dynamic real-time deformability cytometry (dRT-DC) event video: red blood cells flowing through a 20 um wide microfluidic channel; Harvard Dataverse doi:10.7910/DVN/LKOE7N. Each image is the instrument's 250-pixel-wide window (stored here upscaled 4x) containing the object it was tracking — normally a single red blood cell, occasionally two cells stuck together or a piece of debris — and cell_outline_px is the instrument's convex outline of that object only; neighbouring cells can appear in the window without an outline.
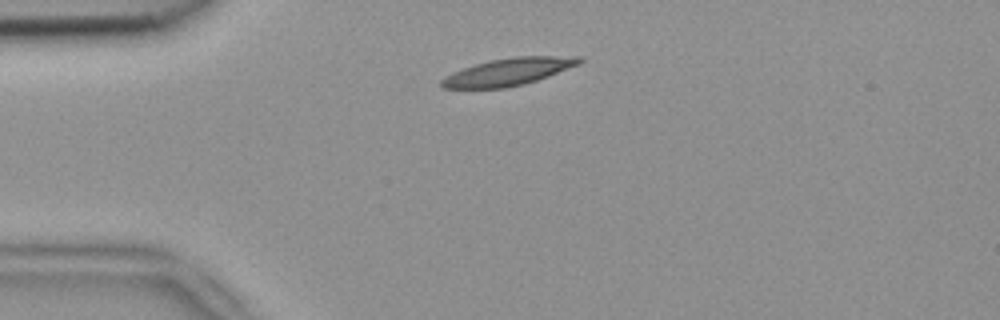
{"species": "common noctule bat (a hibernating species)", "species_latin": "Nyctalus noctula", "temperature_condition": "room temperature", "stored_images_in_passage": 6, "camera_frame_rate_fps": 3000, "um_per_image_px": 0.085, "animal": {"sex": "female", "body_mass_g": 18.4}, "frame": {"image": 1, "passage_image": 1, "time_ms": 0.0, "image_size_px": [1000, 320], "cell_outline_px": [[584, 60], [580, 64], [548, 76], [524, 84], [504, 88], [440, 88], [440, 80], [444, 76], [452, 72], [488, 60], [516, 56], [584, 56]], "centroid_in_image_um": [43.22, 6.09], "position_along_channel_um": 41.8, "area_um2": 22.02}}
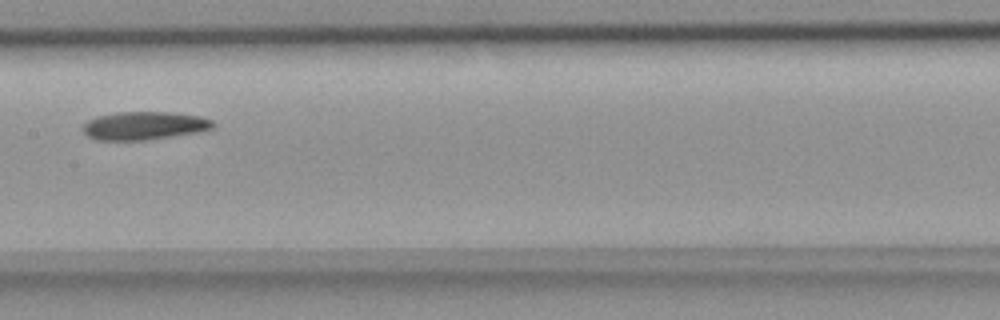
{"frame": {"image": 2, "passage_image": 5, "time_ms": 1.333, "image_size_px": [1000, 320], "cell_outline_px": [[216, 124], [212, 128], [196, 132], [144, 140], [96, 140], [88, 136], [84, 132], [84, 124], [88, 120], [96, 116], [116, 112], [168, 112], [200, 116], [212, 120]], "centroid_in_image_um": [12.24, 10.67], "position_along_channel_um": 195.2, "area_um2": 21.15}}
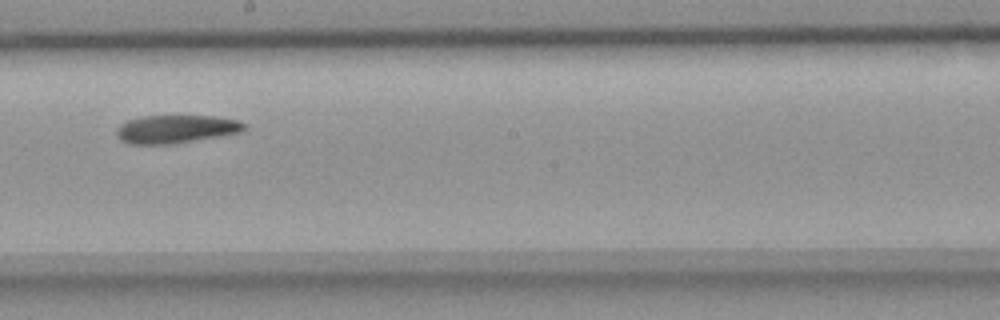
{"frame": {"image": 3, "passage_image": 6, "time_ms": 1.667, "image_size_px": [1000, 320], "cell_outline_px": [[248, 128], [240, 132], [168, 144], [132, 144], [120, 140], [116, 132], [120, 124], [128, 120], [140, 116], [216, 116], [240, 120], [248, 124]], "centroid_in_image_um": [14.98, 10.95], "position_along_channel_um": 233.2, "area_um2": 20.81}}